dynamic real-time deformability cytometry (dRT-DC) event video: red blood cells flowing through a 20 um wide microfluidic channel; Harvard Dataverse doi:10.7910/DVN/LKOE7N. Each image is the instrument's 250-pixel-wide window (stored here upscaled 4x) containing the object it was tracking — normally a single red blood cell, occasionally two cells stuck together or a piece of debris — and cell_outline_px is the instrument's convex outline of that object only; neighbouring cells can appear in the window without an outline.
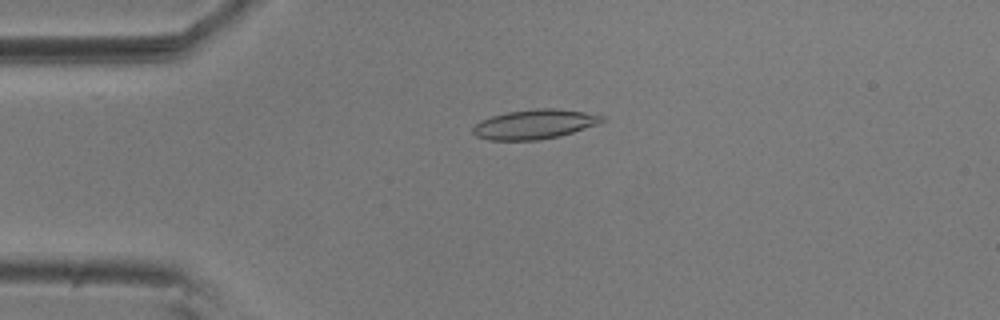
{"species": "common noctule bat (a hibernating species)", "species_latin": "Nyctalus noctula", "temperature_condition": "room temperature", "stored_images_in_passage": 56, "camera_frame_rate_fps": 3000, "um_per_image_px": 0.085, "animal": {"sex": "male", "body_mass_g": 20.5, "forearm_length_mm": 52.5}, "frame": {"image": 1, "passage_image": 13, "time_ms": 4.0, "image_size_px": [1000, 320], "cell_outline_px": [[608, 120], [600, 124], [560, 136], [540, 140], [488, 140], [476, 136], [472, 132], [472, 128], [480, 120], [492, 116], [508, 112], [536, 108], [556, 108], [584, 112], [604, 116]], "centroid_in_image_um": [45.47, 10.56], "position_along_channel_um": 39.5, "area_um2": 22.43}}
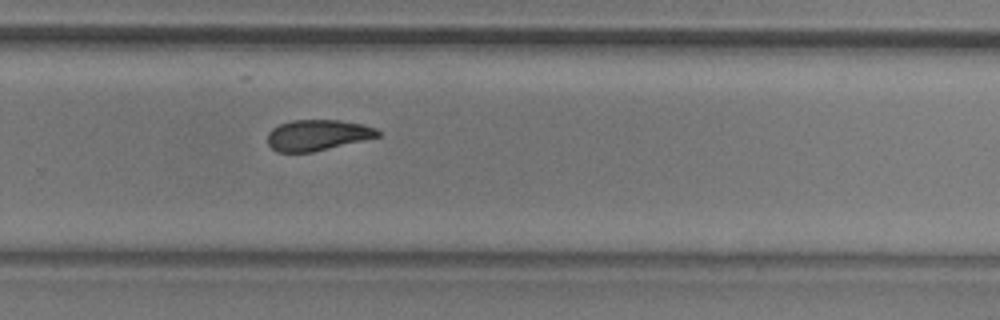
{"frame": {"image": 2, "passage_image": 37, "time_ms": 12.0, "image_size_px": [1000, 320], "cell_outline_px": [[380, 136], [312, 152], [276, 152], [268, 144], [268, 132], [272, 128], [280, 124], [292, 120], [340, 120], [360, 124], [376, 128], [380, 132]], "centroid_in_image_um": [26.96, 11.48], "position_along_channel_um": 302.8, "area_um2": 19.65}}
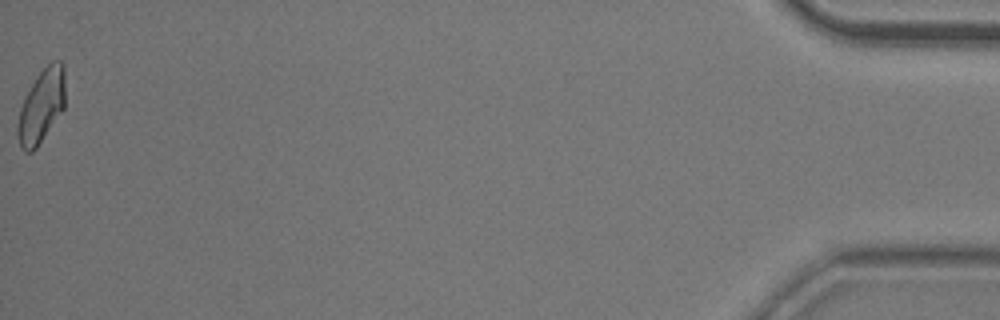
{"frame": {"image": 3, "passage_image": 56, "time_ms": 18.333, "image_size_px": [1000, 320], "cell_outline_px": [[64, 108], [36, 148], [32, 152], [24, 152], [20, 148], [16, 132], [16, 128], [20, 108], [32, 84], [40, 72], [52, 60], [60, 60], [64, 64]], "centroid_in_image_um": [3.51, 9.03], "position_along_channel_um": 431.7, "area_um2": 20.17}, "authors_computed_cell_mechanics": {"area_um2": 20.9525, "velocity_mm_per_s": 3.6152, "shape_relaxation_time_tau1_ms": null, "shape_relaxation_time_tau2_ms": 5.289, "deformation_change_tau1": null, "deformation_change_tau2": 0.1216}}